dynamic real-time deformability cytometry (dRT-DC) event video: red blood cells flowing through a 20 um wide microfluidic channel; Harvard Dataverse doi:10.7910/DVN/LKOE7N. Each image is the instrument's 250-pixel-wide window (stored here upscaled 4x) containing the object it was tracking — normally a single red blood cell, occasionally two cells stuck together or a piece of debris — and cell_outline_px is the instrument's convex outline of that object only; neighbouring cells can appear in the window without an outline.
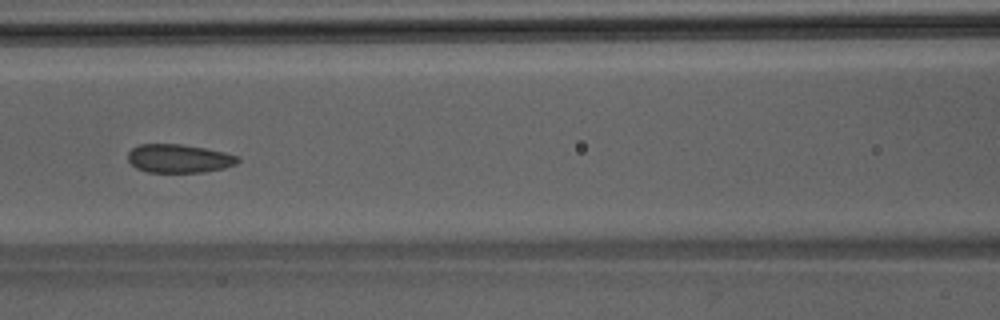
{"species": "Egyptian fruit bat (a non-hibernating species)", "species_latin": "Rousettus aegyptiacus", "temperature_condition": "room temperature", "stored_images_in_passage": 49, "camera_frame_rate_fps": 3000, "um_per_image_px": 0.085, "animal": {"sex": "male"}, "frame": {"image": 1, "passage_image": 22, "time_ms": 7.0, "image_size_px": [1000, 320], "cell_outline_px": [[240, 160], [236, 164], [224, 168], [204, 172], [148, 172], [136, 168], [128, 160], [128, 152], [132, 148], [140, 144], [180, 144], [204, 148], [224, 152], [240, 156]], "centroid_in_image_um": [15.22, 13.47], "position_along_channel_um": 151.4, "area_um2": 18.26}}
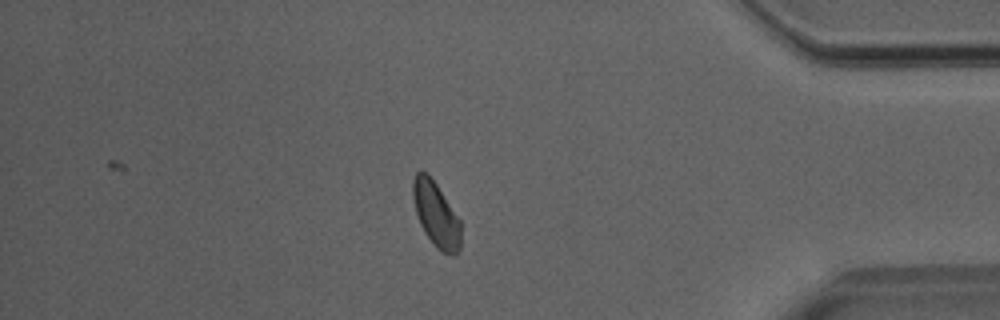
{"frame": {"image": 2, "passage_image": 42, "time_ms": 13.667, "image_size_px": [1000, 320], "cell_outline_px": [[460, 252], [456, 256], [452, 256], [440, 252], [436, 248], [424, 232], [420, 224], [416, 212], [412, 196], [412, 180], [416, 172], [420, 168], [428, 172], [460, 220]], "centroid_in_image_um": [37.05, 18.22], "position_along_channel_um": 398.2, "area_um2": 18.44}}
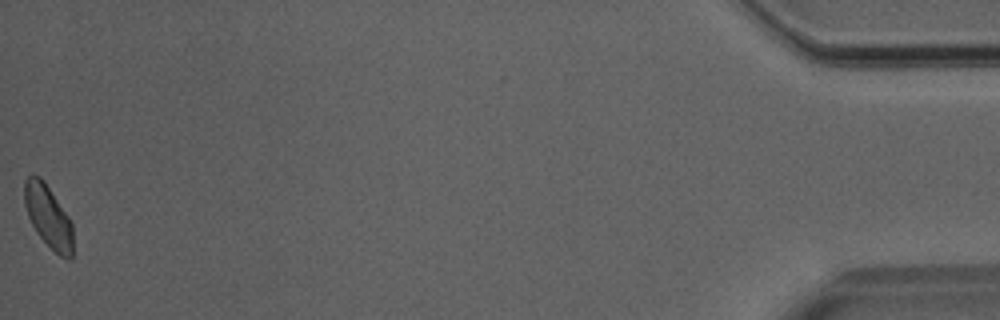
{"frame": {"image": 3, "passage_image": 49, "time_ms": 16.0, "image_size_px": [1000, 320], "cell_outline_px": [[72, 260], [68, 260], [60, 256], [36, 232], [28, 216], [24, 204], [24, 180], [32, 172], [40, 176], [44, 180], [68, 216], [72, 224]], "centroid_in_image_um": [4.08, 18.35], "position_along_channel_um": 431.1, "area_um2": 17.69}}